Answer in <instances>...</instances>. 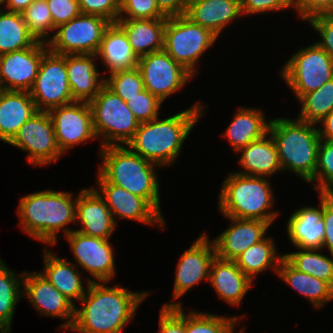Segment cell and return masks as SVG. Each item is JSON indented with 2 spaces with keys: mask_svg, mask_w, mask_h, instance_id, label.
<instances>
[{
  "mask_svg": "<svg viewBox=\"0 0 333 333\" xmlns=\"http://www.w3.org/2000/svg\"><path fill=\"white\" fill-rule=\"evenodd\" d=\"M318 124L322 126L321 129L318 127V133L321 140L333 142V111L323 118Z\"/></svg>",
  "mask_w": 333,
  "mask_h": 333,
  "instance_id": "obj_52",
  "label": "cell"
},
{
  "mask_svg": "<svg viewBox=\"0 0 333 333\" xmlns=\"http://www.w3.org/2000/svg\"><path fill=\"white\" fill-rule=\"evenodd\" d=\"M22 16L29 32L37 41L47 42L51 38L50 32L56 28L46 0H34L22 12Z\"/></svg>",
  "mask_w": 333,
  "mask_h": 333,
  "instance_id": "obj_39",
  "label": "cell"
},
{
  "mask_svg": "<svg viewBox=\"0 0 333 333\" xmlns=\"http://www.w3.org/2000/svg\"><path fill=\"white\" fill-rule=\"evenodd\" d=\"M225 218L230 220V226L212 240L216 256L224 260L234 261L247 248L264 240L271 226L262 220Z\"/></svg>",
  "mask_w": 333,
  "mask_h": 333,
  "instance_id": "obj_20",
  "label": "cell"
},
{
  "mask_svg": "<svg viewBox=\"0 0 333 333\" xmlns=\"http://www.w3.org/2000/svg\"><path fill=\"white\" fill-rule=\"evenodd\" d=\"M65 238L76 264L95 278L94 282L108 283L116 275L114 250L109 239L86 236L76 230Z\"/></svg>",
  "mask_w": 333,
  "mask_h": 333,
  "instance_id": "obj_15",
  "label": "cell"
},
{
  "mask_svg": "<svg viewBox=\"0 0 333 333\" xmlns=\"http://www.w3.org/2000/svg\"><path fill=\"white\" fill-rule=\"evenodd\" d=\"M55 28L77 17L81 11L77 0H46Z\"/></svg>",
  "mask_w": 333,
  "mask_h": 333,
  "instance_id": "obj_47",
  "label": "cell"
},
{
  "mask_svg": "<svg viewBox=\"0 0 333 333\" xmlns=\"http://www.w3.org/2000/svg\"><path fill=\"white\" fill-rule=\"evenodd\" d=\"M179 301L167 302L160 309L158 333H185V311Z\"/></svg>",
  "mask_w": 333,
  "mask_h": 333,
  "instance_id": "obj_44",
  "label": "cell"
},
{
  "mask_svg": "<svg viewBox=\"0 0 333 333\" xmlns=\"http://www.w3.org/2000/svg\"><path fill=\"white\" fill-rule=\"evenodd\" d=\"M137 67L145 89L161 102L183 88L194 76L164 49L139 57Z\"/></svg>",
  "mask_w": 333,
  "mask_h": 333,
  "instance_id": "obj_13",
  "label": "cell"
},
{
  "mask_svg": "<svg viewBox=\"0 0 333 333\" xmlns=\"http://www.w3.org/2000/svg\"><path fill=\"white\" fill-rule=\"evenodd\" d=\"M110 24L103 17L80 13L55 29V34L46 42L48 49L61 55H96L103 33Z\"/></svg>",
  "mask_w": 333,
  "mask_h": 333,
  "instance_id": "obj_10",
  "label": "cell"
},
{
  "mask_svg": "<svg viewBox=\"0 0 333 333\" xmlns=\"http://www.w3.org/2000/svg\"><path fill=\"white\" fill-rule=\"evenodd\" d=\"M261 109L239 107L235 116L222 133L235 152L268 133L269 123Z\"/></svg>",
  "mask_w": 333,
  "mask_h": 333,
  "instance_id": "obj_31",
  "label": "cell"
},
{
  "mask_svg": "<svg viewBox=\"0 0 333 333\" xmlns=\"http://www.w3.org/2000/svg\"><path fill=\"white\" fill-rule=\"evenodd\" d=\"M89 104L95 134L97 139L102 138L101 148L127 145L139 122L126 102L104 84Z\"/></svg>",
  "mask_w": 333,
  "mask_h": 333,
  "instance_id": "obj_7",
  "label": "cell"
},
{
  "mask_svg": "<svg viewBox=\"0 0 333 333\" xmlns=\"http://www.w3.org/2000/svg\"><path fill=\"white\" fill-rule=\"evenodd\" d=\"M295 9L301 20L325 14H333V0H295Z\"/></svg>",
  "mask_w": 333,
  "mask_h": 333,
  "instance_id": "obj_49",
  "label": "cell"
},
{
  "mask_svg": "<svg viewBox=\"0 0 333 333\" xmlns=\"http://www.w3.org/2000/svg\"><path fill=\"white\" fill-rule=\"evenodd\" d=\"M238 152L242 153L238 161L244 170L235 171L239 174L268 178L282 171L278 150L270 133L249 143Z\"/></svg>",
  "mask_w": 333,
  "mask_h": 333,
  "instance_id": "obj_28",
  "label": "cell"
},
{
  "mask_svg": "<svg viewBox=\"0 0 333 333\" xmlns=\"http://www.w3.org/2000/svg\"><path fill=\"white\" fill-rule=\"evenodd\" d=\"M87 291L75 306V318L70 331L78 333H122L148 291L130 292L127 288L106 286L107 282L87 280Z\"/></svg>",
  "mask_w": 333,
  "mask_h": 333,
  "instance_id": "obj_1",
  "label": "cell"
},
{
  "mask_svg": "<svg viewBox=\"0 0 333 333\" xmlns=\"http://www.w3.org/2000/svg\"><path fill=\"white\" fill-rule=\"evenodd\" d=\"M80 11L84 14L96 15L116 23L120 13L119 0H77Z\"/></svg>",
  "mask_w": 333,
  "mask_h": 333,
  "instance_id": "obj_45",
  "label": "cell"
},
{
  "mask_svg": "<svg viewBox=\"0 0 333 333\" xmlns=\"http://www.w3.org/2000/svg\"><path fill=\"white\" fill-rule=\"evenodd\" d=\"M46 42L0 55V90L30 91L38 74Z\"/></svg>",
  "mask_w": 333,
  "mask_h": 333,
  "instance_id": "obj_17",
  "label": "cell"
},
{
  "mask_svg": "<svg viewBox=\"0 0 333 333\" xmlns=\"http://www.w3.org/2000/svg\"><path fill=\"white\" fill-rule=\"evenodd\" d=\"M244 316H219L191 310L185 313V333H234ZM245 328L239 330L242 333Z\"/></svg>",
  "mask_w": 333,
  "mask_h": 333,
  "instance_id": "obj_38",
  "label": "cell"
},
{
  "mask_svg": "<svg viewBox=\"0 0 333 333\" xmlns=\"http://www.w3.org/2000/svg\"><path fill=\"white\" fill-rule=\"evenodd\" d=\"M124 15V16H123ZM167 18L159 10L156 0H122L118 19Z\"/></svg>",
  "mask_w": 333,
  "mask_h": 333,
  "instance_id": "obj_43",
  "label": "cell"
},
{
  "mask_svg": "<svg viewBox=\"0 0 333 333\" xmlns=\"http://www.w3.org/2000/svg\"><path fill=\"white\" fill-rule=\"evenodd\" d=\"M167 18L118 19L116 23L126 33L131 48L139 58L164 48V31Z\"/></svg>",
  "mask_w": 333,
  "mask_h": 333,
  "instance_id": "obj_29",
  "label": "cell"
},
{
  "mask_svg": "<svg viewBox=\"0 0 333 333\" xmlns=\"http://www.w3.org/2000/svg\"><path fill=\"white\" fill-rule=\"evenodd\" d=\"M209 282L221 298L231 306H240L253 281L236 265L235 261L215 256L210 266Z\"/></svg>",
  "mask_w": 333,
  "mask_h": 333,
  "instance_id": "obj_24",
  "label": "cell"
},
{
  "mask_svg": "<svg viewBox=\"0 0 333 333\" xmlns=\"http://www.w3.org/2000/svg\"><path fill=\"white\" fill-rule=\"evenodd\" d=\"M76 224L79 233L102 239H110L117 224L110 209L94 187L84 188L77 195Z\"/></svg>",
  "mask_w": 333,
  "mask_h": 333,
  "instance_id": "obj_21",
  "label": "cell"
},
{
  "mask_svg": "<svg viewBox=\"0 0 333 333\" xmlns=\"http://www.w3.org/2000/svg\"><path fill=\"white\" fill-rule=\"evenodd\" d=\"M185 15L217 37L228 24L243 17L241 0H189Z\"/></svg>",
  "mask_w": 333,
  "mask_h": 333,
  "instance_id": "obj_25",
  "label": "cell"
},
{
  "mask_svg": "<svg viewBox=\"0 0 333 333\" xmlns=\"http://www.w3.org/2000/svg\"><path fill=\"white\" fill-rule=\"evenodd\" d=\"M36 42L22 13L4 11L0 6V55L32 47Z\"/></svg>",
  "mask_w": 333,
  "mask_h": 333,
  "instance_id": "obj_34",
  "label": "cell"
},
{
  "mask_svg": "<svg viewBox=\"0 0 333 333\" xmlns=\"http://www.w3.org/2000/svg\"><path fill=\"white\" fill-rule=\"evenodd\" d=\"M94 59H98L97 55L66 54L67 77L74 101L90 103L105 84Z\"/></svg>",
  "mask_w": 333,
  "mask_h": 333,
  "instance_id": "obj_23",
  "label": "cell"
},
{
  "mask_svg": "<svg viewBox=\"0 0 333 333\" xmlns=\"http://www.w3.org/2000/svg\"><path fill=\"white\" fill-rule=\"evenodd\" d=\"M10 329L7 328L6 326L0 324V333H10Z\"/></svg>",
  "mask_w": 333,
  "mask_h": 333,
  "instance_id": "obj_54",
  "label": "cell"
},
{
  "mask_svg": "<svg viewBox=\"0 0 333 333\" xmlns=\"http://www.w3.org/2000/svg\"><path fill=\"white\" fill-rule=\"evenodd\" d=\"M99 173L111 184L146 199L161 215L159 180L150 162L124 146H106L100 149Z\"/></svg>",
  "mask_w": 333,
  "mask_h": 333,
  "instance_id": "obj_5",
  "label": "cell"
},
{
  "mask_svg": "<svg viewBox=\"0 0 333 333\" xmlns=\"http://www.w3.org/2000/svg\"><path fill=\"white\" fill-rule=\"evenodd\" d=\"M217 36L186 15L169 17L164 31V50L190 73L196 75L201 56L214 45Z\"/></svg>",
  "mask_w": 333,
  "mask_h": 333,
  "instance_id": "obj_8",
  "label": "cell"
},
{
  "mask_svg": "<svg viewBox=\"0 0 333 333\" xmlns=\"http://www.w3.org/2000/svg\"><path fill=\"white\" fill-rule=\"evenodd\" d=\"M96 183L99 189L95 190L107 204L116 224V217H119L165 228L164 217L146 199L109 183L99 172Z\"/></svg>",
  "mask_w": 333,
  "mask_h": 333,
  "instance_id": "obj_16",
  "label": "cell"
},
{
  "mask_svg": "<svg viewBox=\"0 0 333 333\" xmlns=\"http://www.w3.org/2000/svg\"><path fill=\"white\" fill-rule=\"evenodd\" d=\"M316 124L299 119L270 120L268 133L275 141L282 171L293 172L313 183L321 138Z\"/></svg>",
  "mask_w": 333,
  "mask_h": 333,
  "instance_id": "obj_4",
  "label": "cell"
},
{
  "mask_svg": "<svg viewBox=\"0 0 333 333\" xmlns=\"http://www.w3.org/2000/svg\"><path fill=\"white\" fill-rule=\"evenodd\" d=\"M203 103H195L173 116L165 119L159 117L139 123L138 129L127 147L142 158L160 167H168L177 160L184 140L205 114Z\"/></svg>",
  "mask_w": 333,
  "mask_h": 333,
  "instance_id": "obj_2",
  "label": "cell"
},
{
  "mask_svg": "<svg viewBox=\"0 0 333 333\" xmlns=\"http://www.w3.org/2000/svg\"><path fill=\"white\" fill-rule=\"evenodd\" d=\"M8 144L26 152L28 162L36 166L52 164L63 155L48 111L35 112Z\"/></svg>",
  "mask_w": 333,
  "mask_h": 333,
  "instance_id": "obj_12",
  "label": "cell"
},
{
  "mask_svg": "<svg viewBox=\"0 0 333 333\" xmlns=\"http://www.w3.org/2000/svg\"><path fill=\"white\" fill-rule=\"evenodd\" d=\"M289 58L280 75L297 100L333 79V60L316 43L299 49Z\"/></svg>",
  "mask_w": 333,
  "mask_h": 333,
  "instance_id": "obj_9",
  "label": "cell"
},
{
  "mask_svg": "<svg viewBox=\"0 0 333 333\" xmlns=\"http://www.w3.org/2000/svg\"><path fill=\"white\" fill-rule=\"evenodd\" d=\"M35 112L30 92L0 90V141L8 144Z\"/></svg>",
  "mask_w": 333,
  "mask_h": 333,
  "instance_id": "obj_27",
  "label": "cell"
},
{
  "mask_svg": "<svg viewBox=\"0 0 333 333\" xmlns=\"http://www.w3.org/2000/svg\"><path fill=\"white\" fill-rule=\"evenodd\" d=\"M307 22L321 37L315 43L324 49L333 60V14L317 15L308 19Z\"/></svg>",
  "mask_w": 333,
  "mask_h": 333,
  "instance_id": "obj_46",
  "label": "cell"
},
{
  "mask_svg": "<svg viewBox=\"0 0 333 333\" xmlns=\"http://www.w3.org/2000/svg\"><path fill=\"white\" fill-rule=\"evenodd\" d=\"M34 0H1L7 11L22 13Z\"/></svg>",
  "mask_w": 333,
  "mask_h": 333,
  "instance_id": "obj_53",
  "label": "cell"
},
{
  "mask_svg": "<svg viewBox=\"0 0 333 333\" xmlns=\"http://www.w3.org/2000/svg\"><path fill=\"white\" fill-rule=\"evenodd\" d=\"M54 126L57 144L64 154L88 140L97 139L90 104L72 102L48 111Z\"/></svg>",
  "mask_w": 333,
  "mask_h": 333,
  "instance_id": "obj_14",
  "label": "cell"
},
{
  "mask_svg": "<svg viewBox=\"0 0 333 333\" xmlns=\"http://www.w3.org/2000/svg\"><path fill=\"white\" fill-rule=\"evenodd\" d=\"M215 256L213 241L210 240L206 232L201 234L191 247L181 254L177 263L173 300L188 293L202 280L209 281L210 266Z\"/></svg>",
  "mask_w": 333,
  "mask_h": 333,
  "instance_id": "obj_19",
  "label": "cell"
},
{
  "mask_svg": "<svg viewBox=\"0 0 333 333\" xmlns=\"http://www.w3.org/2000/svg\"><path fill=\"white\" fill-rule=\"evenodd\" d=\"M105 85L117 94L124 102L145 90L143 78L138 67L110 73L104 76Z\"/></svg>",
  "mask_w": 333,
  "mask_h": 333,
  "instance_id": "obj_40",
  "label": "cell"
},
{
  "mask_svg": "<svg viewBox=\"0 0 333 333\" xmlns=\"http://www.w3.org/2000/svg\"><path fill=\"white\" fill-rule=\"evenodd\" d=\"M284 253V258L298 271L328 282L333 287V254L331 258L319 253L318 249H300Z\"/></svg>",
  "mask_w": 333,
  "mask_h": 333,
  "instance_id": "obj_36",
  "label": "cell"
},
{
  "mask_svg": "<svg viewBox=\"0 0 333 333\" xmlns=\"http://www.w3.org/2000/svg\"><path fill=\"white\" fill-rule=\"evenodd\" d=\"M314 189L320 194L333 192V142L320 141L315 169Z\"/></svg>",
  "mask_w": 333,
  "mask_h": 333,
  "instance_id": "obj_41",
  "label": "cell"
},
{
  "mask_svg": "<svg viewBox=\"0 0 333 333\" xmlns=\"http://www.w3.org/2000/svg\"><path fill=\"white\" fill-rule=\"evenodd\" d=\"M69 192L43 190L22 196L17 214L22 231L37 241L56 245L58 232L67 236L73 231L67 225L76 223V199ZM66 227V228H65Z\"/></svg>",
  "mask_w": 333,
  "mask_h": 333,
  "instance_id": "obj_3",
  "label": "cell"
},
{
  "mask_svg": "<svg viewBox=\"0 0 333 333\" xmlns=\"http://www.w3.org/2000/svg\"><path fill=\"white\" fill-rule=\"evenodd\" d=\"M39 312L40 316L59 317L65 322L60 329L70 330L75 318V305L61 294L39 272L24 271L23 297Z\"/></svg>",
  "mask_w": 333,
  "mask_h": 333,
  "instance_id": "obj_18",
  "label": "cell"
},
{
  "mask_svg": "<svg viewBox=\"0 0 333 333\" xmlns=\"http://www.w3.org/2000/svg\"><path fill=\"white\" fill-rule=\"evenodd\" d=\"M291 7L295 9V0H241L243 16L282 11Z\"/></svg>",
  "mask_w": 333,
  "mask_h": 333,
  "instance_id": "obj_48",
  "label": "cell"
},
{
  "mask_svg": "<svg viewBox=\"0 0 333 333\" xmlns=\"http://www.w3.org/2000/svg\"><path fill=\"white\" fill-rule=\"evenodd\" d=\"M298 101L301 109L297 119L318 125L333 111V79L319 89L303 95Z\"/></svg>",
  "mask_w": 333,
  "mask_h": 333,
  "instance_id": "obj_37",
  "label": "cell"
},
{
  "mask_svg": "<svg viewBox=\"0 0 333 333\" xmlns=\"http://www.w3.org/2000/svg\"><path fill=\"white\" fill-rule=\"evenodd\" d=\"M270 183L266 177L230 172L218 196L219 211L224 217L262 220L272 225L280 212L271 210L275 199Z\"/></svg>",
  "mask_w": 333,
  "mask_h": 333,
  "instance_id": "obj_6",
  "label": "cell"
},
{
  "mask_svg": "<svg viewBox=\"0 0 333 333\" xmlns=\"http://www.w3.org/2000/svg\"><path fill=\"white\" fill-rule=\"evenodd\" d=\"M284 254H278L273 238L266 237L242 252L234 261L252 281L261 272L273 269L277 273Z\"/></svg>",
  "mask_w": 333,
  "mask_h": 333,
  "instance_id": "obj_33",
  "label": "cell"
},
{
  "mask_svg": "<svg viewBox=\"0 0 333 333\" xmlns=\"http://www.w3.org/2000/svg\"><path fill=\"white\" fill-rule=\"evenodd\" d=\"M23 276L16 274L0 258V324L11 330L15 307L23 298Z\"/></svg>",
  "mask_w": 333,
  "mask_h": 333,
  "instance_id": "obj_35",
  "label": "cell"
},
{
  "mask_svg": "<svg viewBox=\"0 0 333 333\" xmlns=\"http://www.w3.org/2000/svg\"><path fill=\"white\" fill-rule=\"evenodd\" d=\"M319 199V207L298 208L288 219L286 232L295 248L322 251L325 235L323 194H320Z\"/></svg>",
  "mask_w": 333,
  "mask_h": 333,
  "instance_id": "obj_22",
  "label": "cell"
},
{
  "mask_svg": "<svg viewBox=\"0 0 333 333\" xmlns=\"http://www.w3.org/2000/svg\"><path fill=\"white\" fill-rule=\"evenodd\" d=\"M97 57L103 61L109 74L137 67L138 57L133 52L124 30L117 24L111 23L103 33Z\"/></svg>",
  "mask_w": 333,
  "mask_h": 333,
  "instance_id": "obj_30",
  "label": "cell"
},
{
  "mask_svg": "<svg viewBox=\"0 0 333 333\" xmlns=\"http://www.w3.org/2000/svg\"><path fill=\"white\" fill-rule=\"evenodd\" d=\"M162 103L146 89L126 101L128 108L133 112L139 123L148 122L159 117L158 111Z\"/></svg>",
  "mask_w": 333,
  "mask_h": 333,
  "instance_id": "obj_42",
  "label": "cell"
},
{
  "mask_svg": "<svg viewBox=\"0 0 333 333\" xmlns=\"http://www.w3.org/2000/svg\"><path fill=\"white\" fill-rule=\"evenodd\" d=\"M276 274L288 286L309 300L317 310L333 300V287L328 282L298 271L285 258L281 260Z\"/></svg>",
  "mask_w": 333,
  "mask_h": 333,
  "instance_id": "obj_32",
  "label": "cell"
},
{
  "mask_svg": "<svg viewBox=\"0 0 333 333\" xmlns=\"http://www.w3.org/2000/svg\"><path fill=\"white\" fill-rule=\"evenodd\" d=\"M43 248L44 270L39 273L76 306L75 303L80 301L87 291L83 285L81 271L75 263L53 255L47 246Z\"/></svg>",
  "mask_w": 333,
  "mask_h": 333,
  "instance_id": "obj_26",
  "label": "cell"
},
{
  "mask_svg": "<svg viewBox=\"0 0 333 333\" xmlns=\"http://www.w3.org/2000/svg\"><path fill=\"white\" fill-rule=\"evenodd\" d=\"M160 12L167 18L185 15L189 0H156Z\"/></svg>",
  "mask_w": 333,
  "mask_h": 333,
  "instance_id": "obj_51",
  "label": "cell"
},
{
  "mask_svg": "<svg viewBox=\"0 0 333 333\" xmlns=\"http://www.w3.org/2000/svg\"><path fill=\"white\" fill-rule=\"evenodd\" d=\"M29 92L37 111H49L75 102L67 77L66 55L48 49L42 56L37 77Z\"/></svg>",
  "mask_w": 333,
  "mask_h": 333,
  "instance_id": "obj_11",
  "label": "cell"
},
{
  "mask_svg": "<svg viewBox=\"0 0 333 333\" xmlns=\"http://www.w3.org/2000/svg\"><path fill=\"white\" fill-rule=\"evenodd\" d=\"M323 220L325 235L323 247L333 254V197L330 194H323Z\"/></svg>",
  "mask_w": 333,
  "mask_h": 333,
  "instance_id": "obj_50",
  "label": "cell"
}]
</instances>
